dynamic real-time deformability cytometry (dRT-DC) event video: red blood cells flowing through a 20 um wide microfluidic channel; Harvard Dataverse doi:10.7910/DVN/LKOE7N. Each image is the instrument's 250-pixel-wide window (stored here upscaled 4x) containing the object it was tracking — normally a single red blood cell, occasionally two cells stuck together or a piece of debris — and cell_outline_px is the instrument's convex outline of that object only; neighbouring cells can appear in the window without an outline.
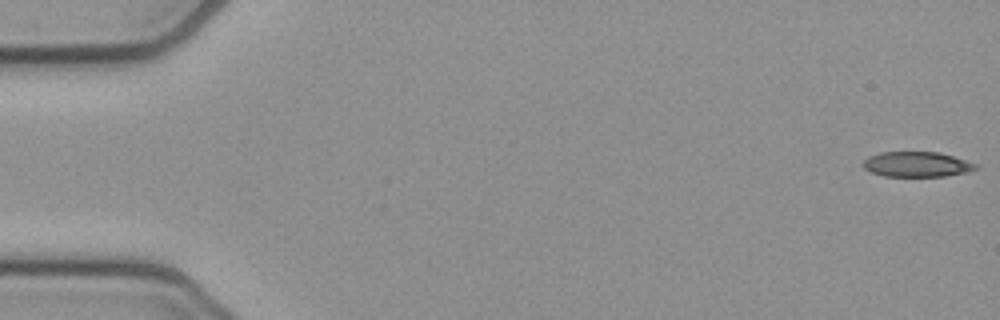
{"species": "common noctule bat (a hibernating species)", "species_latin": "Nyctalus noctula", "temperature_condition": "cold", "stored_images_in_passage": 9, "camera_frame_rate_fps": 3000, "um_per_image_px": 0.085, "animal": {"sex": "female", "body_mass_g": 21.9}, "frame": {"image": 1, "passage_image": 1, "time_ms": 0.0, "image_size_px": [1000, 320], "cell_outline_px": [[980, 168], [968, 172], [944, 176], [884, 176], [872, 172], [864, 168], [864, 160], [868, 156], [880, 152], [940, 152], [980, 164]], "centroid_in_image_um": [78.0, 13.96], "position_along_channel_um": 7.0, "area_um2": 16.65}}